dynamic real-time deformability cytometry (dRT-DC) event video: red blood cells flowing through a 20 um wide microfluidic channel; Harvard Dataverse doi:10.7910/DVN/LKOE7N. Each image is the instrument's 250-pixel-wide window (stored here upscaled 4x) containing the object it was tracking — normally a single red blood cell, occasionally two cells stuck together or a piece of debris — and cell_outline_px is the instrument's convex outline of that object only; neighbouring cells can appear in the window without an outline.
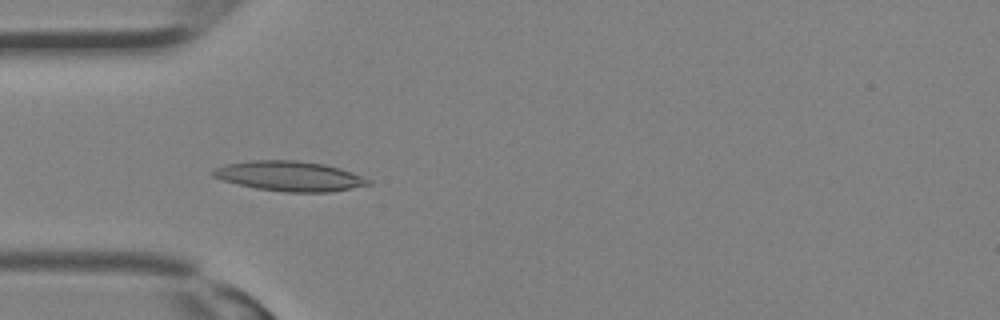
{"species": "Egyptian fruit bat (a non-hibernating species)", "species_latin": "Rousettus aegyptiacus", "temperature_condition": "room temperature", "stored_images_in_passage": 12, "camera_frame_rate_fps": 3000, "um_per_image_px": 0.085, "animal": {"sex": "female"}, "frame": {"image": 1, "passage_image": 10, "time_ms": 3.0, "image_size_px": [1000, 320], "cell_outline_px": [[372, 184], [352, 188], [328, 192], [284, 192], [256, 188], [224, 180], [212, 176], [212, 168], [228, 164], [252, 160], [296, 160], [324, 164], [340, 168], [352, 172], [372, 180]], "centroid_in_image_um": [24.64, 14.97], "position_along_channel_um": 60.4, "area_um2": 26.99}}
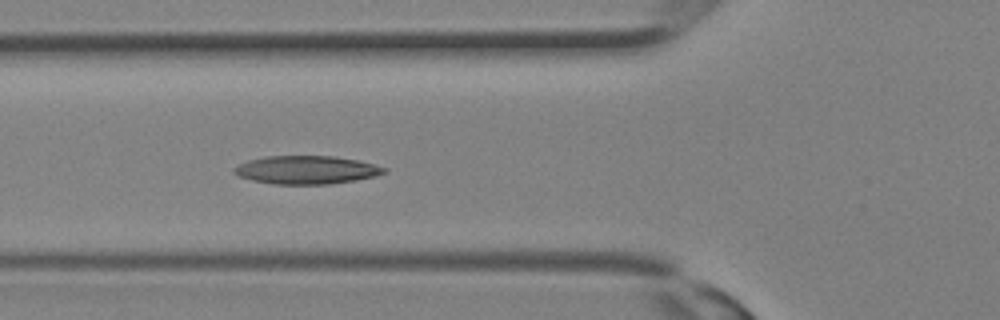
{"frame": {"image": 2, "passage_image": 12, "time_ms": 3.667, "image_size_px": [1000, 320], "cell_outline_px": [[388, 172], [376, 176], [356, 180], [328, 184], [272, 184], [252, 180], [240, 176], [232, 172], [232, 168], [248, 160], [264, 156], [332, 156], [356, 160], [388, 168]], "centroid_in_image_um": [26.04, 14.44], "position_along_channel_um": 99.8, "area_um2": 24.68}}